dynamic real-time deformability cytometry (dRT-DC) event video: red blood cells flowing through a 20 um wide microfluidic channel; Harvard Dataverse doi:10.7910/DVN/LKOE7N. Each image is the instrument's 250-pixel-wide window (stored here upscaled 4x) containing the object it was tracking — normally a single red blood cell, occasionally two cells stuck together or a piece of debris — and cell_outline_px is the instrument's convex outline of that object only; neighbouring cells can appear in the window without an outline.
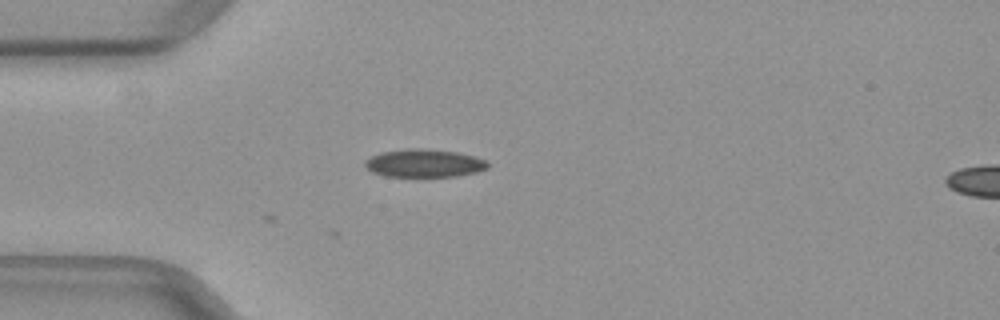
{"species": "common noctule bat (a hibernating species)", "species_latin": "Nyctalus noctula", "temperature_condition": "warm", "stored_images_in_passage": 8, "camera_frame_rate_fps": 3000, "um_per_image_px": 0.085, "animal": {"sex": "female", "body_mass_g": 29.2, "forearm_length_mm": 56.3}, "frame": {"image": 1, "passage_image": 8, "time_ms": 2.333, "image_size_px": [1000, 320], "cell_outline_px": [[488, 168], [476, 172], [456, 176], [384, 176], [372, 172], [364, 164], [364, 160], [380, 152], [408, 148], [420, 148], [456, 152], [476, 156], [484, 160], [488, 164]], "centroid_in_image_um": [36.04, 13.86], "position_along_channel_um": 49.0, "area_um2": 19.94}}